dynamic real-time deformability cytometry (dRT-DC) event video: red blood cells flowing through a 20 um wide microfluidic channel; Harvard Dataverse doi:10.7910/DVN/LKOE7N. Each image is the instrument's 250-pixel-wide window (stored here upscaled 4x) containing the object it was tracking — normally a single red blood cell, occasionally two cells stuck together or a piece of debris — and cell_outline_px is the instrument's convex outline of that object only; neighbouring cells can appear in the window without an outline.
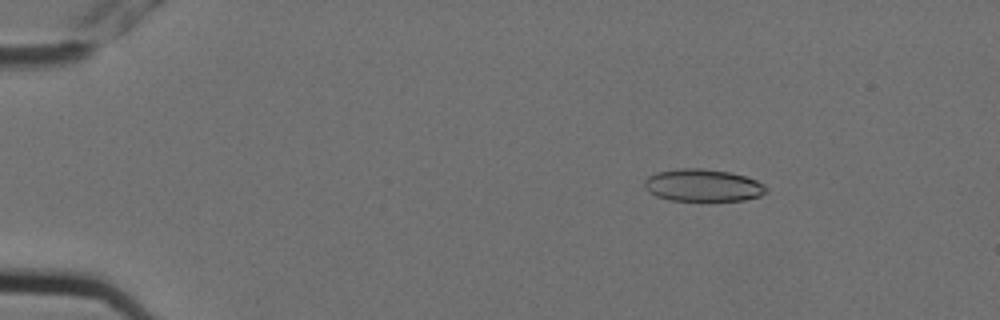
{"species": "Egyptian fruit bat (a non-hibernating species)", "species_latin": "Rousettus aegyptiacus", "temperature_condition": "cold", "stored_images_in_passage": 5, "camera_frame_rate_fps": 3000, "um_per_image_px": 0.085, "animal": {"sex": "female"}, "frame": {"image": 1, "passage_image": 3, "time_ms": 0.667, "image_size_px": [1000, 320], "cell_outline_px": [[768, 192], [760, 196], [744, 200], [668, 200], [656, 196], [648, 192], [644, 188], [644, 180], [648, 176], [656, 172], [676, 168], [704, 168], [728, 172], [744, 176], [756, 180], [764, 184], [768, 188]], "centroid_in_image_um": [59.72, 15.74], "position_along_channel_um": 25.3, "area_um2": 23.12}}